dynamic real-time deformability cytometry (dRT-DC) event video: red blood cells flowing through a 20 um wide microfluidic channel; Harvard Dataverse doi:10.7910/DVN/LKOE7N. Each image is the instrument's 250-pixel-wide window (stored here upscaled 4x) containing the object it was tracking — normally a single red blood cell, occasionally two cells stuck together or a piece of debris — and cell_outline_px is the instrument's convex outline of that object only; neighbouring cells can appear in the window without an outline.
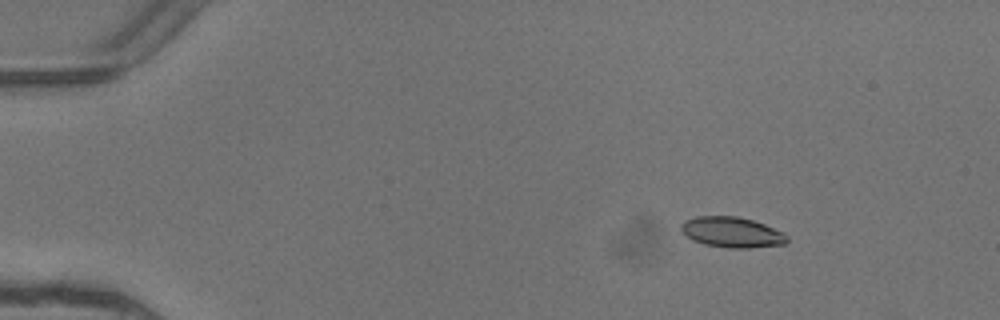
{"species": "common noctule bat (a hibernating species)", "species_latin": "Nyctalus noctula", "temperature_condition": "warm", "stored_images_in_passage": 6, "camera_frame_rate_fps": 3000, "um_per_image_px": 0.085, "animal": {"sex": "female"}, "frame": {"image": 1, "passage_image": 3, "time_ms": 0.667, "image_size_px": [1000, 320], "cell_outline_px": [[788, 240], [784, 244], [748, 248], [728, 248], [704, 244], [692, 240], [680, 228], [680, 224], [696, 216], [736, 216], [752, 220], [764, 224], [784, 232], [788, 236]], "centroid_in_image_um": [62.23, 19.74], "position_along_channel_um": 22.8, "area_um2": 18.73}}
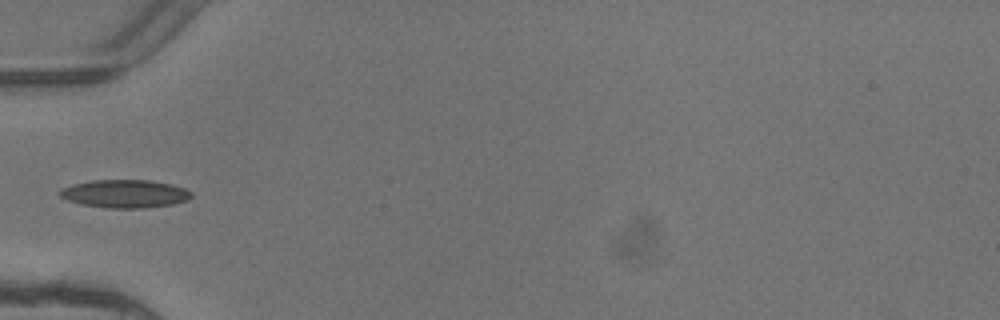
{"frame": {"image": 2, "passage_image": 6, "time_ms": 1.667, "image_size_px": [1000, 320], "cell_outline_px": [[192, 196], [188, 200], [172, 204], [140, 208], [108, 208], [84, 204], [68, 200], [60, 196], [60, 192], [64, 188], [72, 184], [92, 180], [148, 180], [172, 184], [184, 188], [192, 192]], "centroid_in_image_um": [10.65, 16.46], "position_along_channel_um": 74.3, "area_um2": 21.27}}